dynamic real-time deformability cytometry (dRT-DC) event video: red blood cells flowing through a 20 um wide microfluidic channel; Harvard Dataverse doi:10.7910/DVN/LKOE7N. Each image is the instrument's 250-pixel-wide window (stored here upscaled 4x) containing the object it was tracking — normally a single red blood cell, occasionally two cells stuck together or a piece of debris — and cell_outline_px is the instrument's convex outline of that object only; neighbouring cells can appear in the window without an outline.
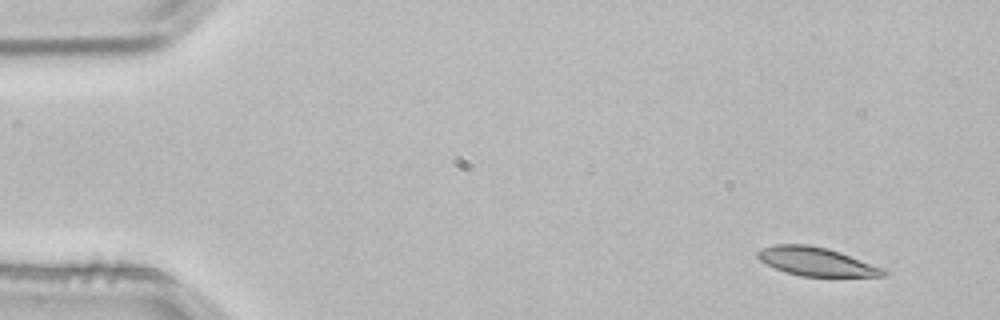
{"species": "common noctule bat (a hibernating species)", "species_latin": "Nyctalus noctula", "temperature_condition": "room temperature", "stored_images_in_passage": 3, "camera_frame_rate_fps": 3000, "um_per_image_px": 0.085, "animal": {"sex": "male", "body_mass_g": 21.5, "forearm_length_mm": 52.0}, "frame": {"image": 1, "passage_image": 1, "time_ms": 0.0, "image_size_px": [1000, 320], "cell_outline_px": [[888, 272], [884, 276], [800, 276], [784, 272], [760, 260], [756, 256], [756, 252], [772, 244], [808, 244], [828, 248], [888, 268]], "centroid_in_image_um": [69.45, 22.23], "position_along_channel_um": 15.6, "area_um2": 21.15}}
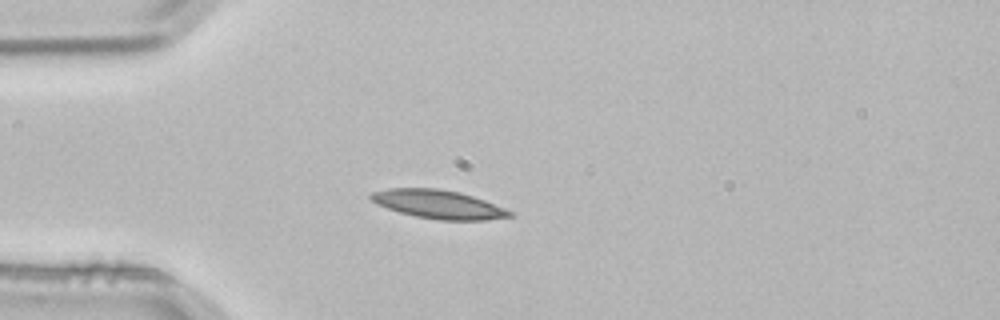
{"frame": {"image": 2, "passage_image": 3, "time_ms": 0.667, "image_size_px": [1000, 320], "cell_outline_px": [[512, 216], [488, 220], [440, 220], [416, 216], [400, 212], [376, 204], [368, 196], [372, 192], [388, 188], [440, 188], [460, 192], [484, 200], [504, 208], [512, 212]], "centroid_in_image_um": [37.25, 17.36], "position_along_channel_um": 47.8, "area_um2": 23.0}}